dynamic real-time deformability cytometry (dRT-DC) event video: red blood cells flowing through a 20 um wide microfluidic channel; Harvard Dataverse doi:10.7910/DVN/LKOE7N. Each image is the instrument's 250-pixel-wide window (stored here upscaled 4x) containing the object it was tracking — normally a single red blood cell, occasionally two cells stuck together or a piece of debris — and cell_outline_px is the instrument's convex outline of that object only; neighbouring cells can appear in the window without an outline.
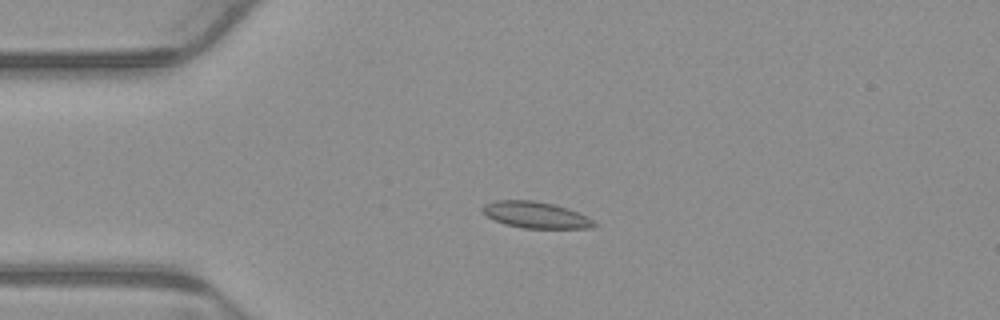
{"species": "common noctule bat (a hibernating species)", "species_latin": "Nyctalus noctula", "temperature_condition": "warm", "stored_images_in_passage": 4, "camera_frame_rate_fps": 3000, "um_per_image_px": 0.085, "animal": {"sex": "male", "body_mass_g": 23.1, "forearm_length_mm": 52.7}, "frame": {"image": 1, "passage_image": 3, "time_ms": 0.667, "image_size_px": [1000, 320], "cell_outline_px": [[600, 224], [592, 228], [524, 228], [504, 224], [488, 216], [480, 208], [484, 204], [496, 200], [532, 200], [552, 204], [568, 208]], "centroid_in_image_um": [45.53, 18.27], "position_along_channel_um": 39.5, "area_um2": 16.99}}